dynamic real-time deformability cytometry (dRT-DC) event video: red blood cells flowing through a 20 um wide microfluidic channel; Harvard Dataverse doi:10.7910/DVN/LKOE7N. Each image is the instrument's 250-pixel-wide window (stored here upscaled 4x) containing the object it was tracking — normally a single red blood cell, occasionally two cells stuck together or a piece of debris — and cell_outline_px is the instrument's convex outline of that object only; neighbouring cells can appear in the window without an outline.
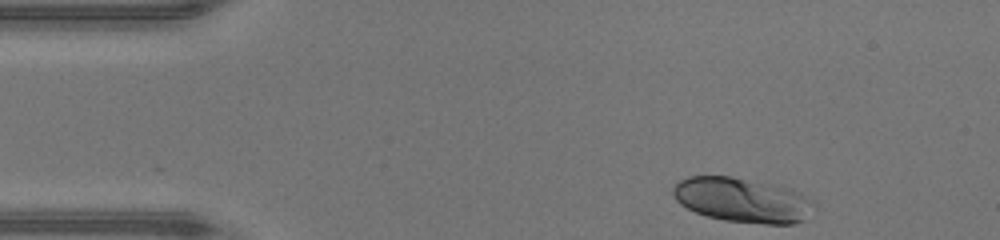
{"species": "human", "species_latin": "Homo sapiens", "temperature_condition": "warm", "stored_images_in_passage": 34, "camera_frame_rate_fps": 3000, "um_per_image_px": 0.085, "donor": {"sex": "male"}, "frame": {"image": 1, "passage_image": 1, "time_ms": 0.0, "image_size_px": [1000, 240], "cell_outline_px": [[816, 208], [804, 220], [792, 224], [764, 224], [724, 220], [708, 216], [696, 212], [680, 204], [676, 200], [672, 192], [672, 188], [680, 180], [688, 176], [732, 176], [776, 184], [792, 188], [800, 192], [812, 200], [816, 204]], "centroid_in_image_um": [63.16, 16.99], "position_along_channel_um": 21.8, "area_um2": 37.17}}
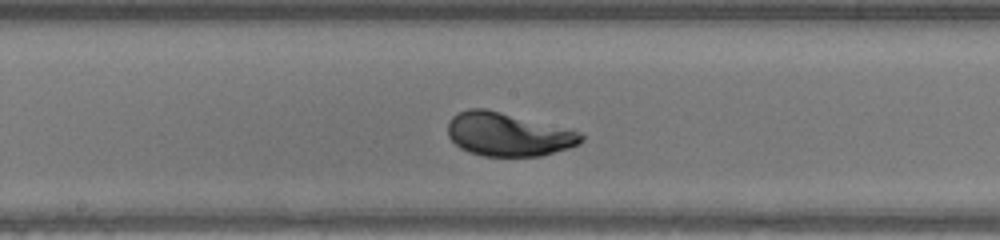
{"frame": {"image": 2, "passage_image": 19, "time_ms": 6.0, "image_size_px": [1000, 240], "cell_outline_px": [[584, 140], [580, 144], [568, 148], [540, 156], [484, 156], [468, 152], [460, 148], [448, 136], [448, 120], [456, 112], [468, 108], [484, 108], [572, 128], [584, 136]], "centroid_in_image_um": [43.2, 11.41], "position_along_channel_um": 205.0, "area_um2": 34.22}}
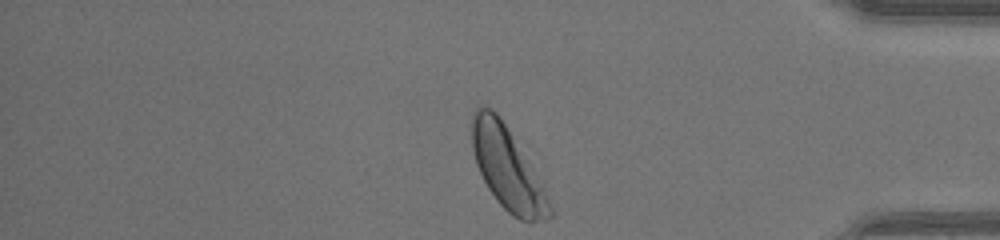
{"frame": {"image": 3, "passage_image": 34, "time_ms": 11.0, "image_size_px": [1000, 240], "cell_outline_px": [[552, 216], [548, 220], [520, 220], [512, 216], [496, 200], [488, 188], [476, 164], [472, 148], [468, 128], [472, 116], [476, 108], [492, 108], [496, 112], [544, 184], [552, 208]], "centroid_in_image_um": [43.11, 14.31], "position_along_channel_um": 392.1, "area_um2": 37.34}, "authors_computed_cell_mechanics": {"area_um2": 33.4373, "velocity_mm_per_s": 4.3602, "shape_relaxation_time_tau1_ms": 2.0068, "shape_relaxation_time_tau2_ms": null, "deformation_change_tau1": 0.1397, "deformation_change_tau2": null}}